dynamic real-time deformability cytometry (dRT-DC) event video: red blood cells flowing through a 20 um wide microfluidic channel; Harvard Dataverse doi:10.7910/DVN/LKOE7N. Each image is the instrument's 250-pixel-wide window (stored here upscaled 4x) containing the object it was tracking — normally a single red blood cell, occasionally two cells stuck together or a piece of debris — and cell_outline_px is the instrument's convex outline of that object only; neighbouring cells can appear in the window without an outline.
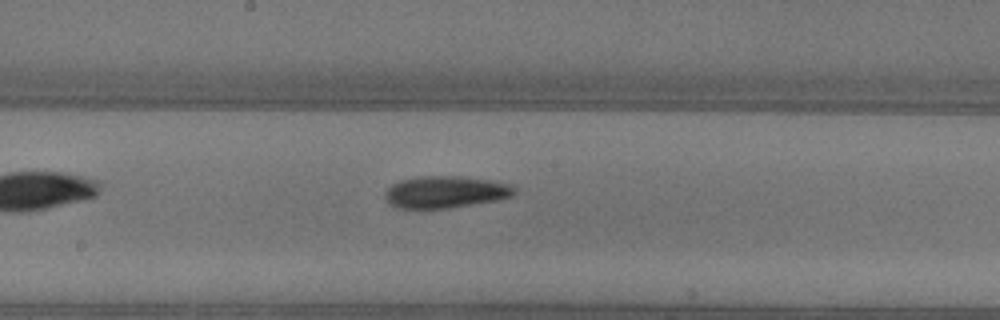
{"species": "common noctule bat (a hibernating species)", "species_latin": "Nyctalus noctula", "temperature_condition": "warm", "stored_images_in_passage": 25, "camera_frame_rate_fps": 3000, "um_per_image_px": 0.085, "animal": {"sex": "female"}, "frame": {"image": 1, "passage_image": 11, "time_ms": 3.333, "image_size_px": [1000, 320], "cell_outline_px": [[516, 192], [512, 196], [500, 200], [448, 208], [396, 208], [388, 204], [384, 196], [388, 188], [392, 184], [400, 180], [416, 176], [464, 176], [492, 180], [512, 184], [516, 188]], "centroid_in_image_um": [37.89, 16.31], "position_along_channel_um": 210.3, "area_um2": 24.51}}